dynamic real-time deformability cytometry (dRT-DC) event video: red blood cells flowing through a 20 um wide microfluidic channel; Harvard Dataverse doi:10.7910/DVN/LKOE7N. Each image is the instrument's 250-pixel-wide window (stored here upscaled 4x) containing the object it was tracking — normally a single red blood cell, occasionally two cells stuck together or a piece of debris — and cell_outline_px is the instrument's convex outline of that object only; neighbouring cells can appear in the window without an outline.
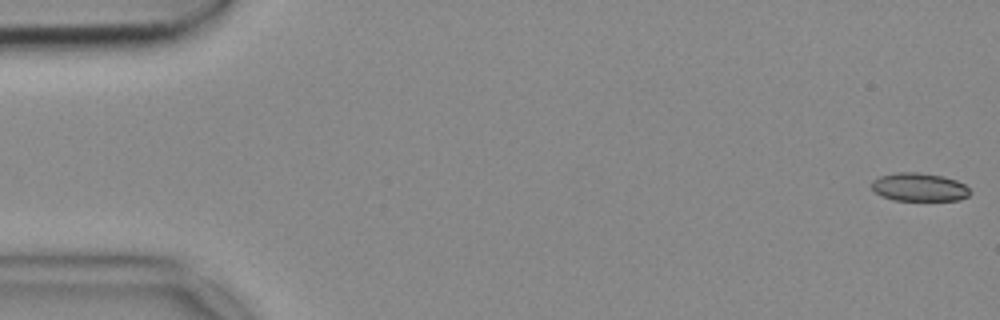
{"species": "common noctule bat (a hibernating species)", "species_latin": "Nyctalus noctula", "temperature_condition": "cold", "stored_images_in_passage": 51, "camera_frame_rate_fps": 3000, "um_per_image_px": 0.085, "animal": {"sex": "female", "body_mass_g": 18.4}, "frame": {"image": 1, "passage_image": 1, "time_ms": 0.0, "image_size_px": [1000, 320], "cell_outline_px": [[972, 192], [968, 196], [960, 200], [892, 200], [880, 196], [872, 188], [872, 180], [880, 176], [896, 172], [916, 172], [944, 176], [956, 180], [964, 184]], "centroid_in_image_um": [78.13, 15.9], "position_along_channel_um": 6.9, "area_um2": 16.3}}
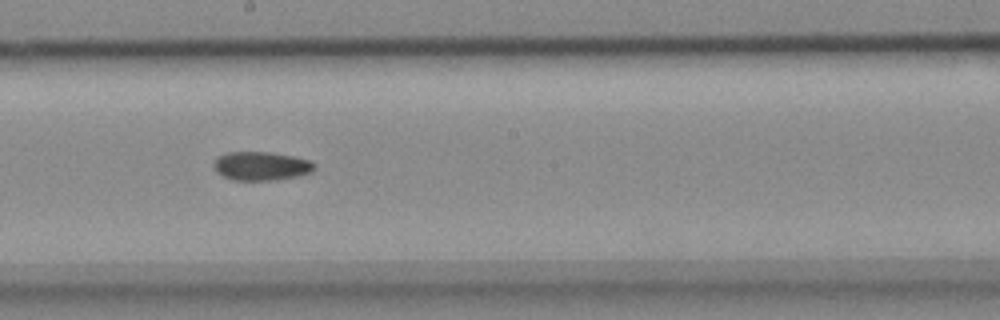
{"frame": {"image": 2, "passage_image": 29, "time_ms": 9.333, "image_size_px": [1000, 320], "cell_outline_px": [[316, 168], [312, 172], [296, 176], [276, 180], [232, 180], [216, 172], [212, 164], [220, 156], [228, 152], [272, 152], [292, 156], [308, 160], [316, 164]], "centroid_in_image_um": [22.21, 14.11], "position_along_channel_um": 226.0, "area_um2": 16.82}}
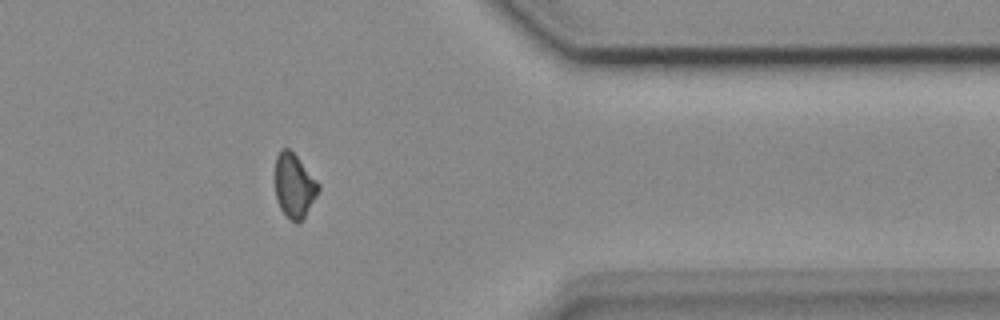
{"frame": {"image": 3, "passage_image": 43, "time_ms": 14.0, "image_size_px": [1000, 320], "cell_outline_px": [[320, 188], [304, 220], [296, 224], [280, 208], [276, 200], [276, 156], [280, 148], [288, 148], [296, 156], [320, 184]], "centroid_in_image_um": [25.02, 15.81], "position_along_channel_um": 386.4, "area_um2": 16.07}}